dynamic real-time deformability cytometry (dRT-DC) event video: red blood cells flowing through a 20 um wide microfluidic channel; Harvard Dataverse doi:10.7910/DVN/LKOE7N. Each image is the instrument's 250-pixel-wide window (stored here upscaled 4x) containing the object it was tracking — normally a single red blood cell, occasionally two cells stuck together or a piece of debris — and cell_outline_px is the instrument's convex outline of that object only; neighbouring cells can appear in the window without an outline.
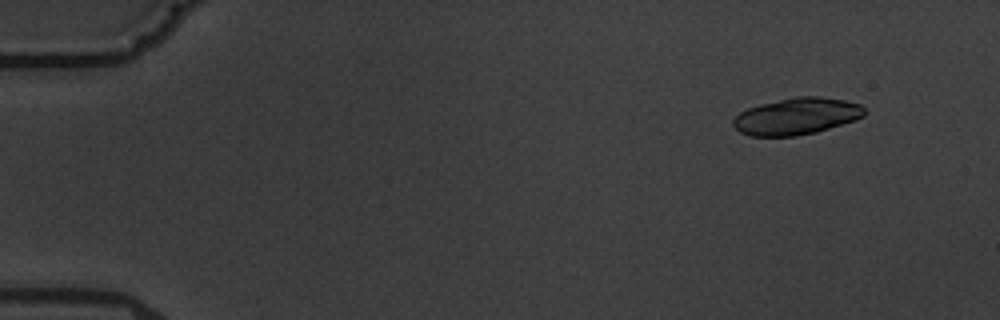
{"species": "common noctule bat (a hibernating species)", "species_latin": "Nyctalus noctula", "temperature_condition": "warm", "stored_images_in_passage": 6, "camera_frame_rate_fps": 3000, "um_per_image_px": 0.085, "animal": {"sex": "male", "body_mass_g": 19.5, "forearm_length_mm": 54.6}, "frame": {"image": 1, "passage_image": 2, "time_ms": 1.0, "image_size_px": [1000, 320], "cell_outline_px": [[864, 116], [856, 120], [816, 132], [796, 136], [752, 136], [740, 132], [732, 124], [732, 120], [740, 112], [748, 108], [760, 104], [796, 96], [820, 96], [844, 100], [860, 104], [864, 108]], "centroid_in_image_um": [67.71, 9.88], "position_along_channel_um": 17.3, "area_um2": 28.09}}